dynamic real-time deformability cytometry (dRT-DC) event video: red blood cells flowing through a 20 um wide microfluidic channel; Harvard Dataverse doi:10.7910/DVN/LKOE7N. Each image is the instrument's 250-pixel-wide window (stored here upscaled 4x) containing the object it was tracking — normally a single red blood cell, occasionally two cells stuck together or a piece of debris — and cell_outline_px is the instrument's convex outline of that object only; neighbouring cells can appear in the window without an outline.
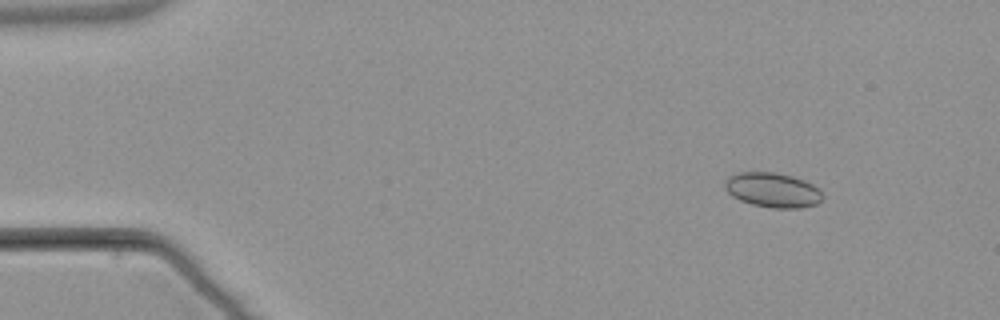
{"species": "common noctule bat (a hibernating species)", "species_latin": "Nyctalus noctula", "temperature_condition": "warm", "stored_images_in_passage": 4, "camera_frame_rate_fps": 3000, "um_per_image_px": 0.085, "animal": {"sex": "male", "body_mass_g": 21.5, "forearm_length_mm": 52.0}, "frame": {"image": 1, "passage_image": 2, "time_ms": 1.0, "image_size_px": [1000, 320], "cell_outline_px": [[824, 196], [816, 204], [800, 208], [772, 208], [752, 204], [740, 200], [732, 196], [724, 188], [724, 180], [728, 176], [740, 172], [776, 172], [792, 176], [804, 180], [812, 184]], "centroid_in_image_um": [65.64, 16.14], "position_along_channel_um": 19.4, "area_um2": 19.77}}